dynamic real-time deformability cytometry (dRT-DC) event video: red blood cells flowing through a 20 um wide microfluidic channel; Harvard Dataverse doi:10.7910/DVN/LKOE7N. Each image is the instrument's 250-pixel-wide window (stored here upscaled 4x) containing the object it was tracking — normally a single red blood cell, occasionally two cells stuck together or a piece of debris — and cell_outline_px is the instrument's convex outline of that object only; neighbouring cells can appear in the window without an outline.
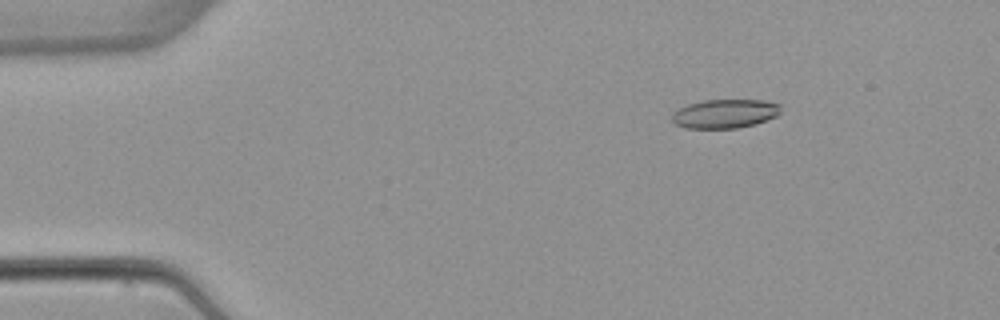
{"species": "common noctule bat (a hibernating species)", "species_latin": "Nyctalus noctula", "temperature_condition": "warm", "stored_images_in_passage": 4, "camera_frame_rate_fps": 3000, "um_per_image_px": 0.085, "animal": {"sex": "female", "body_mass_g": 22.7, "forearm_length_mm": 54.2}, "frame": {"image": 1, "passage_image": 2, "time_ms": 1.333, "image_size_px": [1000, 320], "cell_outline_px": [[780, 112], [776, 116], [756, 124], [736, 128], [684, 128], [676, 124], [672, 120], [672, 112], [688, 104], [704, 100], [764, 100], [780, 104]], "centroid_in_image_um": [61.61, 9.66], "position_along_channel_um": 23.4, "area_um2": 18.32}}